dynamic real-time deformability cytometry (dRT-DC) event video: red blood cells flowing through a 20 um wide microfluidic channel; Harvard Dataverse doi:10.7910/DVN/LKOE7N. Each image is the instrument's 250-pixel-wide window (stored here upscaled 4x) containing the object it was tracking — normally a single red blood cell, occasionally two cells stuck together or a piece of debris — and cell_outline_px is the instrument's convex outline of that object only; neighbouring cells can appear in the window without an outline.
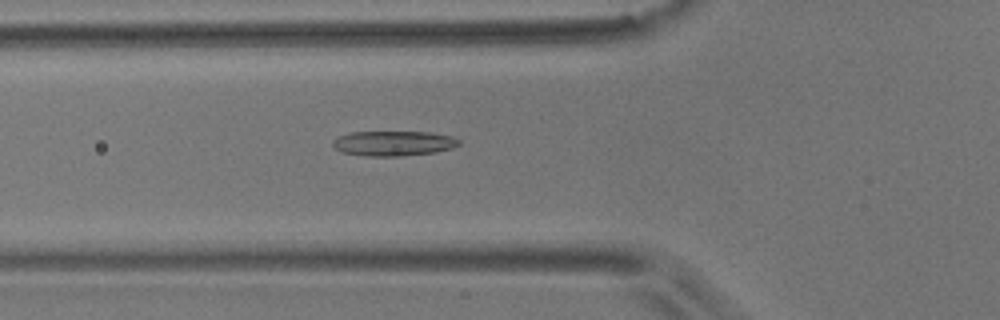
{"species": "common noctule bat (a hibernating species)", "species_latin": "Nyctalus noctula", "temperature_condition": "room temperature", "stored_images_in_passage": 4, "camera_frame_rate_fps": 3000, "um_per_image_px": 0.085, "animal": {"sex": "male", "body_mass_g": 17.9}, "frame": {"image": 1, "passage_image": 4, "time_ms": 3.333, "image_size_px": [1000, 320], "cell_outline_px": [[460, 144], [452, 148], [436, 152], [400, 156], [368, 156], [344, 152], [336, 148], [332, 144], [332, 140], [340, 136], [352, 132], [428, 132], [452, 136], [460, 140]], "centroid_in_image_um": [33.48, 12.18], "position_along_channel_um": 92.3, "area_um2": 18.21}}